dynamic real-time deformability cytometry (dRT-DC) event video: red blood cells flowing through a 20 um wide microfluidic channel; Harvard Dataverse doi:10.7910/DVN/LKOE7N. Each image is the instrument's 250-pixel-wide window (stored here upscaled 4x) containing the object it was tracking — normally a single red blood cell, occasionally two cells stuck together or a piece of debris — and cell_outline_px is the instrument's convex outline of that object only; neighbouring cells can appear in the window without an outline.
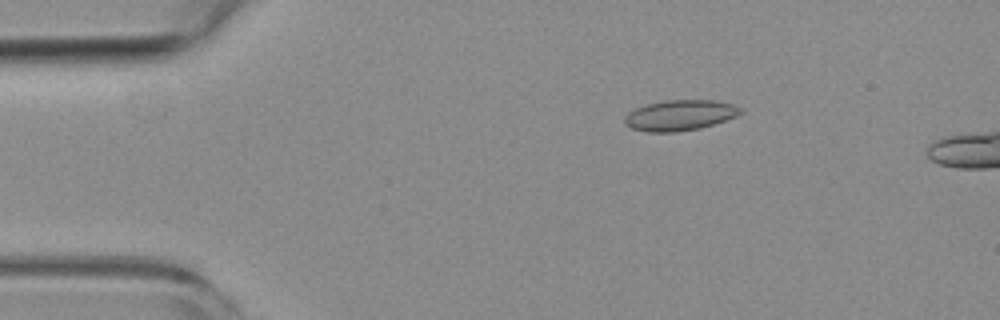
{"species": "common noctule bat (a hibernating species)", "species_latin": "Nyctalus noctula", "temperature_condition": "room temperature", "stored_images_in_passage": 15, "camera_frame_rate_fps": 3000, "um_per_image_px": 0.085, "animal": {"sex": "female", "body_mass_g": 19.3, "forearm_length_mm": 54.1}, "frame": {"image": 1, "passage_image": 9, "time_ms": 2.667, "image_size_px": [1000, 320], "cell_outline_px": [[744, 112], [736, 116], [700, 128], [676, 132], [648, 132], [632, 128], [624, 124], [624, 116], [628, 112], [636, 108], [648, 104], [664, 100], [712, 100], [732, 104], [744, 108]], "centroid_in_image_um": [57.79, 9.79], "position_along_channel_um": 27.2, "area_um2": 20.63}}